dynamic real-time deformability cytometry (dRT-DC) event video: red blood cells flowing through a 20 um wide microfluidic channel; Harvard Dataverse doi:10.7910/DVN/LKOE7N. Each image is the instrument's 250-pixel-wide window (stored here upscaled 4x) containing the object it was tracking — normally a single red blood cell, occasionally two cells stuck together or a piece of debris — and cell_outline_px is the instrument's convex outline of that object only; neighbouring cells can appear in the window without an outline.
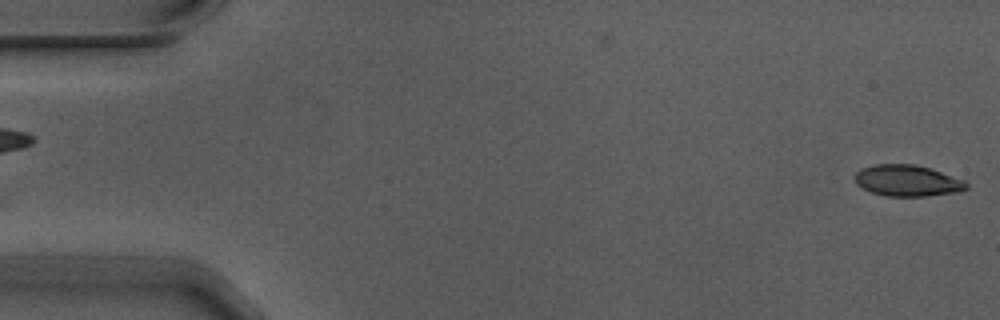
{"species": "Egyptian fruit bat (a non-hibernating species)", "species_latin": "Rousettus aegyptiacus", "temperature_condition": "warm", "stored_images_in_passage": 5, "camera_frame_rate_fps": 3000, "um_per_image_px": 0.085, "animal": {"sex": "male"}, "frame": {"image": 1, "passage_image": 5, "time_ms": 1.333, "image_size_px": [1000, 320], "cell_outline_px": [[968, 188], [960, 192], [924, 196], [888, 196], [872, 192], [856, 184], [856, 172], [860, 168], [876, 164], [916, 164], [964, 180], [968, 184]], "centroid_in_image_um": [77.14, 15.35], "position_along_channel_um": 7.9, "area_um2": 20.17}}